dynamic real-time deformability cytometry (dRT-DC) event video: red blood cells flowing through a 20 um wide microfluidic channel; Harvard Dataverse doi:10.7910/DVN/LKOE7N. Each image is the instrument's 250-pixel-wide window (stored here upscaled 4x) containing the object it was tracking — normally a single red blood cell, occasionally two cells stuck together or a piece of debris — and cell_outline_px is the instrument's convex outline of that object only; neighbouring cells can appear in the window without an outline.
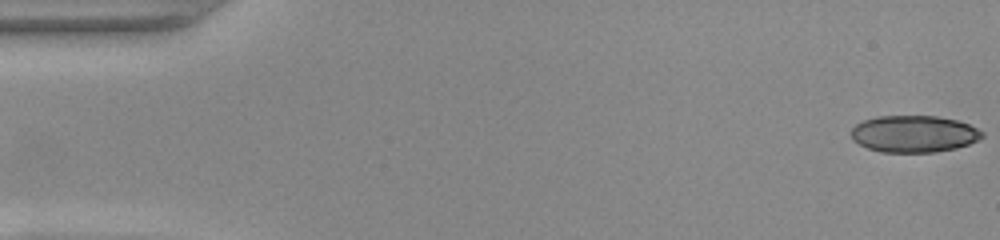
{"species": "common noctule bat (a hibernating species)", "species_latin": "Nyctalus noctula", "temperature_condition": "warm", "stored_images_in_passage": 17, "camera_frame_rate_fps": 3000, "um_per_image_px": 0.085, "animal": {"sex": "female", "body_mass_g": 22.0, "forearm_length_mm": 56.7}, "frame": {"image": 1, "passage_image": 1, "time_ms": 0.0, "image_size_px": [1000, 240], "cell_outline_px": [[984, 136], [968, 144], [956, 148], [936, 152], [880, 152], [868, 148], [852, 140], [852, 128], [856, 124], [864, 120], [876, 116], [936, 116], [956, 120], [968, 124], [984, 132]], "centroid_in_image_um": [77.67, 11.38], "position_along_channel_um": 7.3, "area_um2": 28.03}}
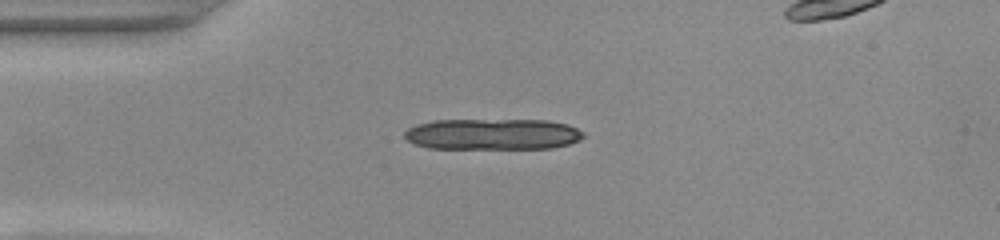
{"frame": {"image": 2, "passage_image": 13, "time_ms": 4.0, "image_size_px": [1000, 240], "cell_outline_px": [[584, 136], [580, 140], [568, 144], [552, 148], [428, 148], [416, 144], [408, 140], [404, 136], [404, 132], [408, 128], [416, 124], [432, 120], [548, 120], [568, 124], [584, 132]], "centroid_in_image_um": [41.88, 11.4], "position_along_channel_um": 43.1, "area_um2": 32.48}}